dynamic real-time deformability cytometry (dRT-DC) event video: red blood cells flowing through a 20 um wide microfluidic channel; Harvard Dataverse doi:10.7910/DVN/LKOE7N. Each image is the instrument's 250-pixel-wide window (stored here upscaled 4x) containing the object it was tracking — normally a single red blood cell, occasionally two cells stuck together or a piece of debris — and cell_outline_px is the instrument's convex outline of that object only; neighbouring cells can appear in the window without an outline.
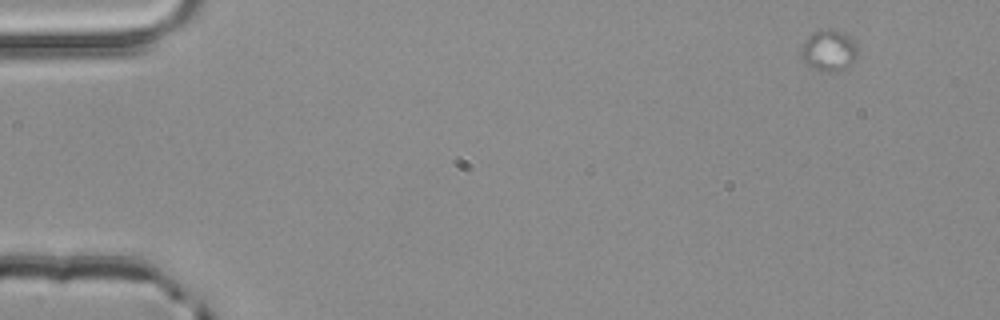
{"species": "common noctule bat (a hibernating species)", "species_latin": "Nyctalus noctula", "temperature_condition": "room temperature", "stored_images_in_passage": 3, "camera_frame_rate_fps": 3000, "um_per_image_px": 0.085, "animal": {"sex": "male", "body_mass_g": 20.4}, "frame": {"image": 1, "passage_image": 1, "time_ms": 0.0, "image_size_px": [1000, 320], "cell_outline_px": [[856, 56], [848, 68], [832, 72], [820, 72], [804, 64], [800, 56], [800, 48], [804, 40], [820, 28], [832, 28], [856, 40]], "centroid_in_image_um": [70.41, 4.3], "position_along_channel_um": 14.6, "area_um2": 13.99}}